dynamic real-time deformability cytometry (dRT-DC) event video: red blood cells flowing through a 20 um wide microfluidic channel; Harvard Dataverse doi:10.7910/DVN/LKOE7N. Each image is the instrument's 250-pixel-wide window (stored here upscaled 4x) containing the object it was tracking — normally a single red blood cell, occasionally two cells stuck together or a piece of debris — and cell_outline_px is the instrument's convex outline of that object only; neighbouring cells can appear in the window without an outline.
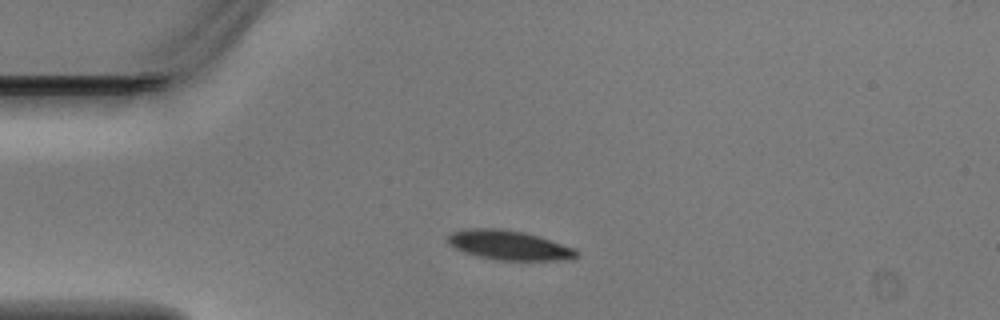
{"species": "Egyptian fruit bat (a non-hibernating species)", "species_latin": "Rousettus aegyptiacus", "temperature_condition": "warm", "stored_images_in_passage": 2, "camera_frame_rate_fps": 3000, "um_per_image_px": 0.085, "animal": {"sex": "male"}, "frame": {"image": 1, "passage_image": 2, "time_ms": 0.333, "image_size_px": [1000, 320], "cell_outline_px": [[580, 252], [572, 260], [496, 260], [476, 256], [464, 252], [448, 244], [448, 236], [452, 232], [472, 228], [504, 228], [524, 232], [576, 248]], "centroid_in_image_um": [43.29, 20.84], "position_along_channel_um": 41.7, "area_um2": 22.2}}